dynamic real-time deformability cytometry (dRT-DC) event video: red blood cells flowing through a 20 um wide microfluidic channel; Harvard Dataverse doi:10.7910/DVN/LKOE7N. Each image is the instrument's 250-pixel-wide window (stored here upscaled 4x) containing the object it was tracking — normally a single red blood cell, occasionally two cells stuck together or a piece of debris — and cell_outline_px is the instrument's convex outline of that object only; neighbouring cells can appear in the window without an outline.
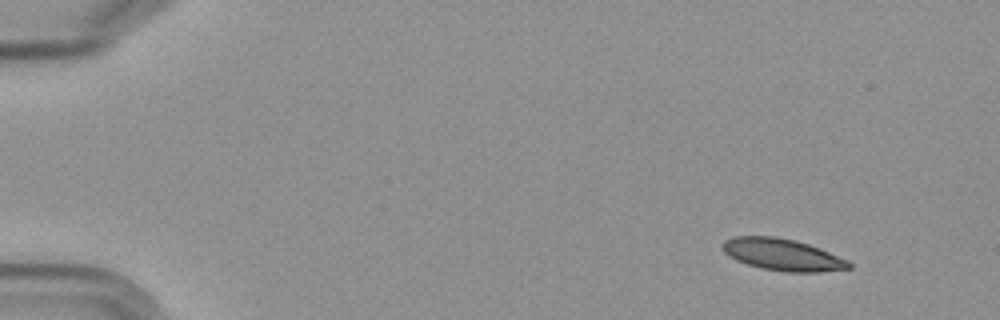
{"species": "Egyptian fruit bat (a non-hibernating species)", "species_latin": "Rousettus aegyptiacus", "temperature_condition": "cold", "stored_images_in_passage": 10, "camera_frame_rate_fps": 3000, "um_per_image_px": 0.085, "frame": {"image": 1, "passage_image": 1, "time_ms": 0.0, "image_size_px": [1000, 320], "cell_outline_px": [[852, 268], [820, 272], [784, 272], [760, 268], [736, 260], [728, 256], [720, 248], [720, 244], [724, 240], [736, 236], [776, 236], [796, 240], [808, 244], [848, 260], [852, 264]], "centroid_in_image_um": [66.47, 21.64], "position_along_channel_um": 18.5, "area_um2": 23.64}}
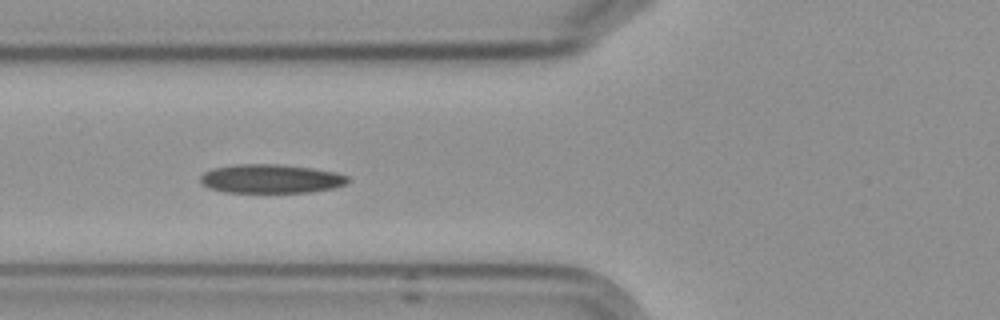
{"frame": {"image": 2, "passage_image": 5, "time_ms": 5.667, "image_size_px": [1000, 320], "cell_outline_px": [[348, 180], [344, 184], [332, 188], [312, 192], [224, 192], [208, 188], [200, 184], [200, 176], [204, 172], [212, 168], [236, 164], [280, 164], [312, 168], [336, 172], [348, 176]], "centroid_in_image_um": [22.97, 15.19], "position_along_channel_um": 102.8, "area_um2": 24.91}}
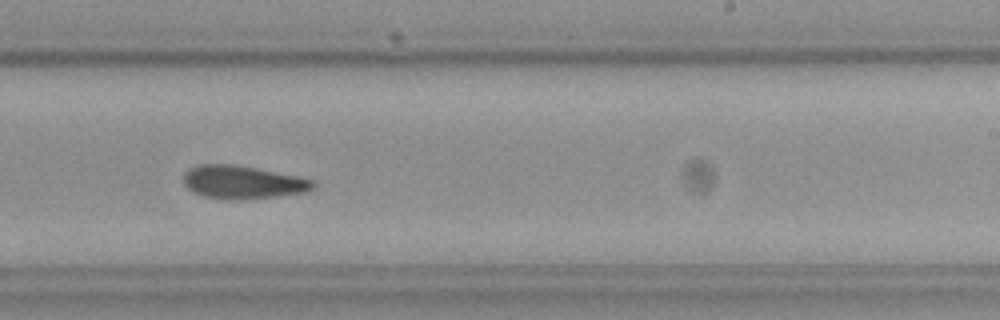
{"frame": {"image": 3, "passage_image": 9, "time_ms": 10.333, "image_size_px": [1000, 320], "cell_outline_px": [[316, 188], [308, 192], [244, 200], [228, 200], [204, 196], [192, 192], [184, 184], [184, 172], [200, 164], [228, 164], [256, 168], [296, 176], [312, 180], [316, 184]], "centroid_in_image_um": [20.64, 15.5], "position_along_channel_um": 268.4, "area_um2": 25.03}}